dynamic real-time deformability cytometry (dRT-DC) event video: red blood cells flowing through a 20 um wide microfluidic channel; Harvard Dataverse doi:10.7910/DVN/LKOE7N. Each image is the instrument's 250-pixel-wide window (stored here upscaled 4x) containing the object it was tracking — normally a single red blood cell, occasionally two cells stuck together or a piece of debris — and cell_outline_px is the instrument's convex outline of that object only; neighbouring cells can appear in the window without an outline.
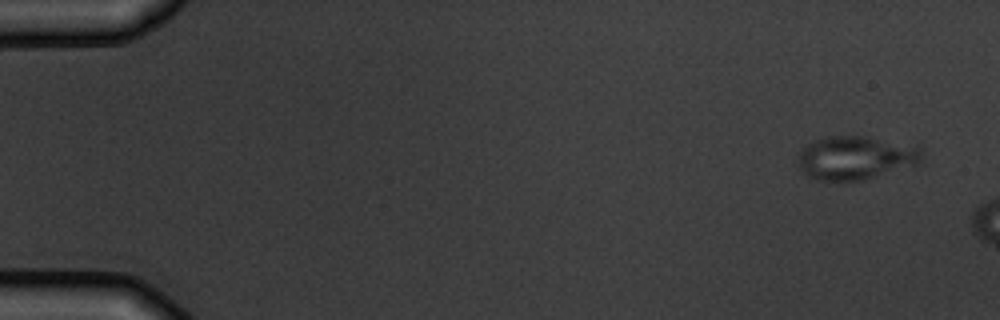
{"species": "common noctule bat (a hibernating species)", "species_latin": "Nyctalus noctula", "temperature_condition": "warm", "stored_images_in_passage": 3, "camera_frame_rate_fps": 3000, "um_per_image_px": 0.085, "animal": {"sex": "male", "body_mass_g": 19.5, "forearm_length_mm": 54.6}, "frame": {"image": 1, "passage_image": 1, "time_ms": 0.0, "image_size_px": [1000, 320], "cell_outline_px": [[924, 164], [864, 180], [820, 180], [804, 172], [800, 168], [800, 152], [804, 144], [824, 136], [864, 136], [916, 144], [924, 148]], "centroid_in_image_um": [72.89, 13.39], "position_along_channel_um": 12.1, "area_um2": 32.19}}